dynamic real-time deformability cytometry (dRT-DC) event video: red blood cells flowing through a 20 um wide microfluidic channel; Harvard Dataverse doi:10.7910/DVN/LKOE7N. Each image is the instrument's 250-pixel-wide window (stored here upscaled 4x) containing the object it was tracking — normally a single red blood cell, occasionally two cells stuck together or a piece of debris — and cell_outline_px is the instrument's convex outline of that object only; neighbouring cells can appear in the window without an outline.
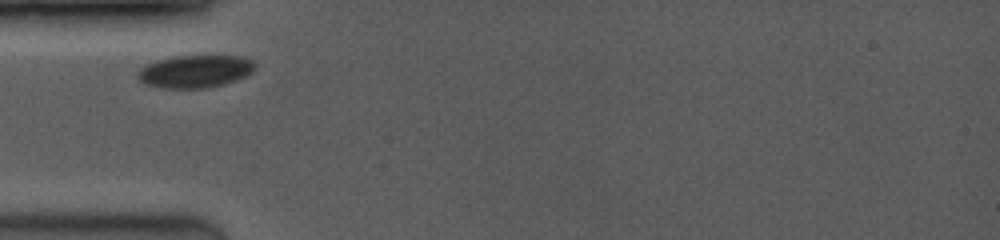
{"species": "common noctule bat (a hibernating species)", "species_latin": "Nyctalus noctula", "temperature_condition": "room temperature", "stored_images_in_passage": 12, "camera_frame_rate_fps": 3500, "um_per_image_px": 0.085, "animal": {"sex": "female", "body_mass_g": 19.0, "forearm_length_mm": 53.3}, "frame": {"image": 1, "passage_image": 1, "time_ms": 0.0, "image_size_px": [1000, 240], "cell_outline_px": [[256, 64], [252, 72], [236, 80], [224, 84], [208, 88], [164, 88], [148, 84], [140, 80], [136, 76], [136, 72], [140, 68], [156, 60], [172, 56], [240, 56], [252, 60]], "centroid_in_image_um": [16.58, 6.06], "position_along_channel_um": 68.4, "area_um2": 22.25}}
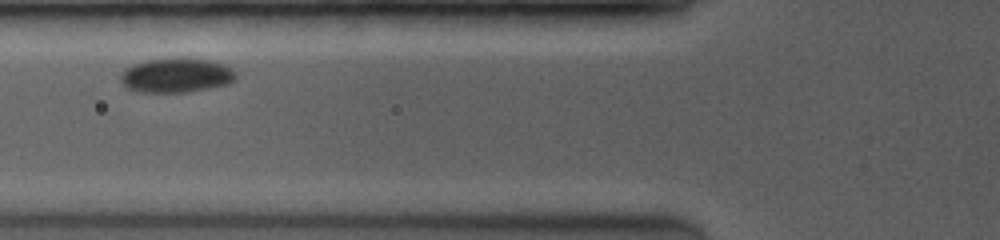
{"frame": {"image": 2, "passage_image": 3, "time_ms": 1.143, "image_size_px": [1000, 240], "cell_outline_px": [[236, 80], [228, 84], [188, 92], [136, 92], [128, 88], [120, 80], [120, 72], [124, 68], [132, 64], [144, 60], [176, 56], [184, 56], [212, 60], [224, 64], [232, 68], [236, 72]], "centroid_in_image_um": [14.98, 6.36], "position_along_channel_um": 110.8, "area_um2": 23.99}}